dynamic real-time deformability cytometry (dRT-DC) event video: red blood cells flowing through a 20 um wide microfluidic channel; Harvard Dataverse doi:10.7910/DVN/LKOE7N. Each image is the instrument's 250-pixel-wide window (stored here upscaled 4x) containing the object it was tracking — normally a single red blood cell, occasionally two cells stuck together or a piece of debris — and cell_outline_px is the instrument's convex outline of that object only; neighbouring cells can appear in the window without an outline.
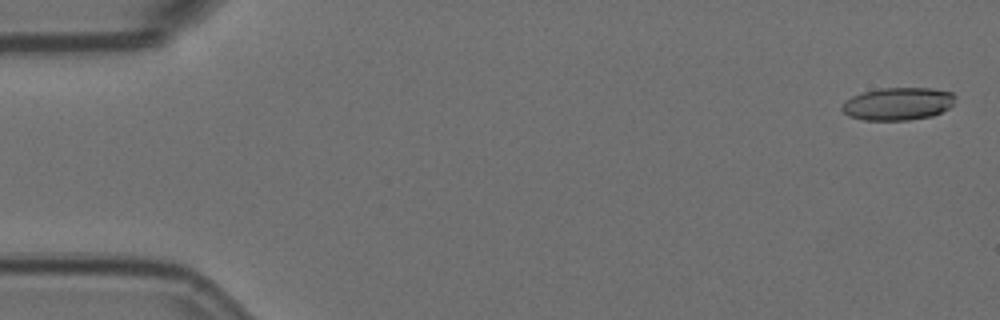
{"species": "Egyptian fruit bat (a non-hibernating species)", "species_latin": "Rousettus aegyptiacus", "temperature_condition": "room temperature", "stored_images_in_passage": 8, "camera_frame_rate_fps": 3000, "um_per_image_px": 0.085, "animal": {"sex": "female"}, "frame": {"image": 1, "passage_image": 1, "time_ms": 0.0, "image_size_px": [1000, 320], "cell_outline_px": [[956, 96], [952, 104], [948, 108], [932, 116], [908, 120], [864, 120], [848, 116], [840, 108], [852, 96], [864, 92], [880, 88], [932, 88], [952, 92]], "centroid_in_image_um": [76.34, 8.82], "position_along_channel_um": 8.7, "area_um2": 21.44}}
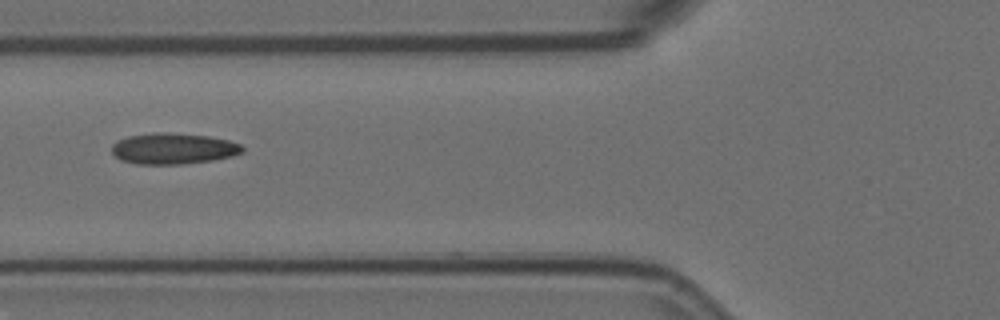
{"frame": {"image": 2, "passage_image": 7, "time_ms": 2.0, "image_size_px": [1000, 320], "cell_outline_px": [[244, 152], [232, 156], [212, 160], [180, 164], [136, 164], [120, 160], [112, 152], [112, 144], [116, 140], [128, 136], [152, 132], [168, 132], [208, 136], [228, 140], [240, 144], [244, 148]], "centroid_in_image_um": [14.71, 12.62], "position_along_channel_um": 111.1, "area_um2": 23.76}}
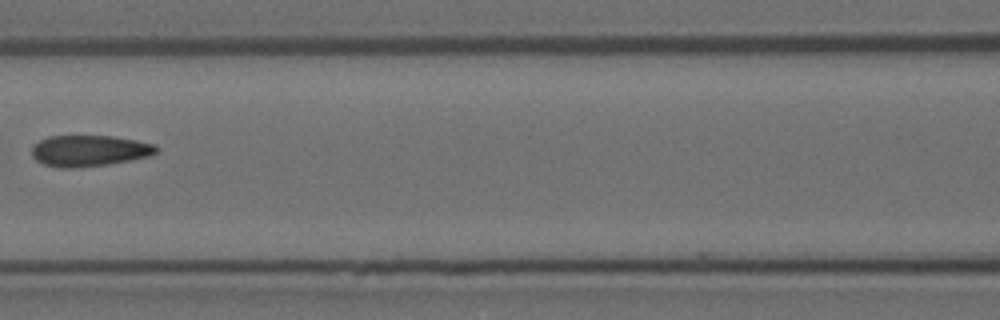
{"frame": {"image": 3, "passage_image": 8, "time_ms": 2.333, "image_size_px": [1000, 320], "cell_outline_px": [[160, 148], [152, 156], [104, 164], [72, 168], [64, 168], [44, 164], [36, 160], [32, 156], [32, 144], [48, 136], [112, 136], [136, 140], [152, 144]], "centroid_in_image_um": [7.57, 12.8], "position_along_channel_um": 159.0, "area_um2": 22.43}}